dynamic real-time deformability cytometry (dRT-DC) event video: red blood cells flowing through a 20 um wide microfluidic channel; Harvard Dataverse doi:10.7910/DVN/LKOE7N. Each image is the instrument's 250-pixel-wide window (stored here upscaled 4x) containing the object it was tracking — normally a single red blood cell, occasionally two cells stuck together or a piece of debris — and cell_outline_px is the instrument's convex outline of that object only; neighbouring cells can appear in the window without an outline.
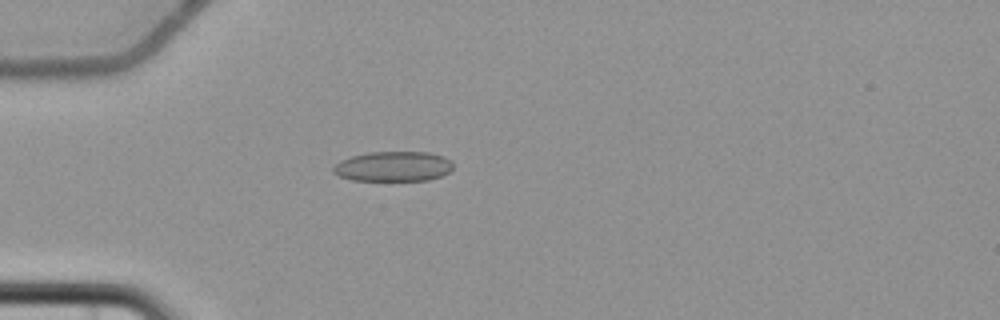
{"species": "common noctule bat (a hibernating species)", "species_latin": "Nyctalus noctula", "temperature_condition": "cold", "stored_images_in_passage": 5, "camera_frame_rate_fps": 3000, "um_per_image_px": 0.085, "animal": {"sex": "female", "body_mass_g": 22.7, "forearm_length_mm": 54.2}, "frame": {"image": 1, "passage_image": 5, "time_ms": 4.667, "image_size_px": [1000, 320], "cell_outline_px": [[452, 168], [448, 172], [440, 176], [428, 180], [352, 180], [340, 176], [332, 172], [332, 168], [340, 160], [352, 156], [368, 152], [428, 152], [444, 156], [452, 160]], "centroid_in_image_um": [33.43, 14.14], "position_along_channel_um": 51.6, "area_um2": 20.92}}